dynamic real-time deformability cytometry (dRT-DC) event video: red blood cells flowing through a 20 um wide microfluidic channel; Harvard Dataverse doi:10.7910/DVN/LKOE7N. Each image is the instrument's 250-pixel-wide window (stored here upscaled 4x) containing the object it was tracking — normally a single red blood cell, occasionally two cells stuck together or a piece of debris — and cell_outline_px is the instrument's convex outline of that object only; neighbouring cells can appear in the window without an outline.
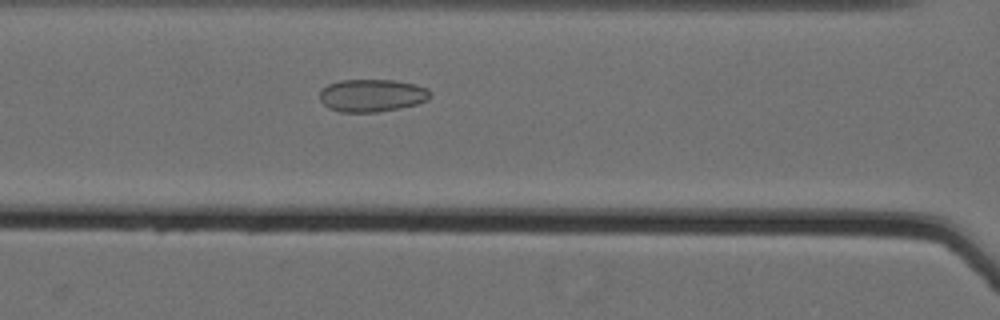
{"species": "Egyptian fruit bat (a non-hibernating species)", "species_latin": "Rousettus aegyptiacus", "temperature_condition": "cold", "stored_images_in_passage": 34, "camera_frame_rate_fps": 3000, "um_per_image_px": 0.085, "animal": {"sex": "female"}, "frame": {"image": 1, "passage_image": 7, "time_ms": 2.0, "image_size_px": [1000, 320], "cell_outline_px": [[432, 96], [428, 100], [416, 104], [400, 108], [376, 112], [340, 112], [328, 108], [320, 100], [320, 92], [328, 84], [340, 80], [392, 80], [416, 84], [428, 88], [432, 92]], "centroid_in_image_um": [31.65, 8.11], "position_along_channel_um": 135.0, "area_um2": 21.15}}
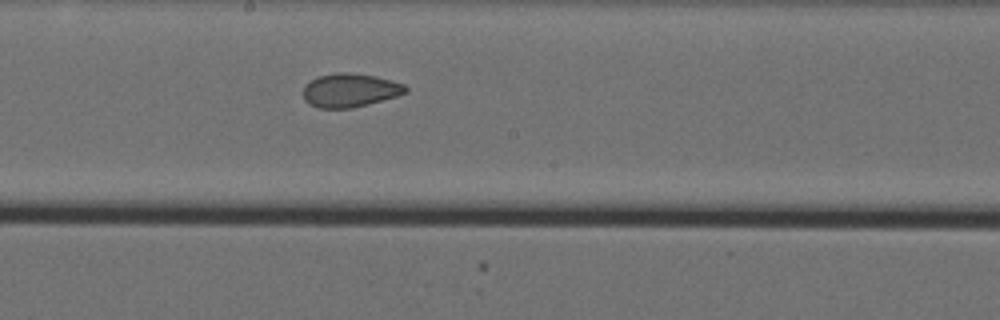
{"frame": {"image": 2, "passage_image": 14, "time_ms": 4.333, "image_size_px": [1000, 320], "cell_outline_px": [[408, 92], [396, 96], [368, 104], [352, 108], [320, 108], [308, 104], [304, 100], [304, 84], [320, 76], [336, 72], [348, 72], [376, 76], [404, 84], [408, 88]], "centroid_in_image_um": [29.74, 7.67], "position_along_channel_um": 218.5, "area_um2": 20.06}}
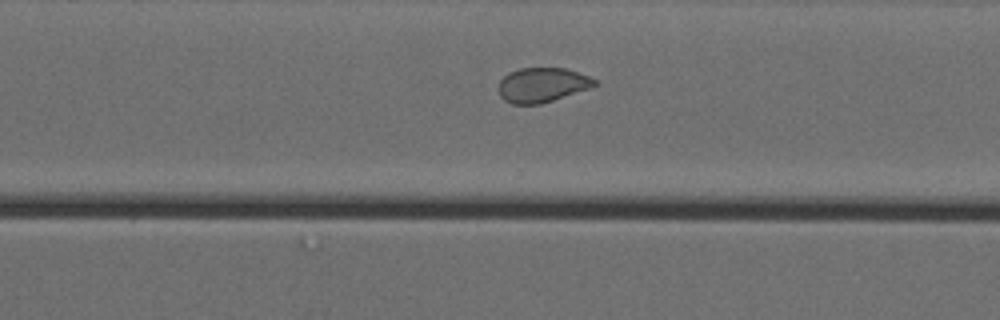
{"frame": {"image": 3, "passage_image": 23, "time_ms": 7.333, "image_size_px": [1000, 320], "cell_outline_px": [[596, 84], [592, 88], [540, 104], [512, 104], [504, 100], [500, 96], [500, 80], [508, 72], [520, 68], [564, 68], [588, 76], [596, 80]], "centroid_in_image_um": [46.08, 7.22], "position_along_channel_um": 324.5, "area_um2": 19.25}, "authors_computed_cell_mechanics": {"area_um2": 19.7676, "velocity_mm_per_s": 3.5613, "shape_relaxation_time_tau1_ms": null, "shape_relaxation_time_tau2_ms": 1.769, "deformation_change_tau1": null, "deformation_change_tau2": 0.0626}}